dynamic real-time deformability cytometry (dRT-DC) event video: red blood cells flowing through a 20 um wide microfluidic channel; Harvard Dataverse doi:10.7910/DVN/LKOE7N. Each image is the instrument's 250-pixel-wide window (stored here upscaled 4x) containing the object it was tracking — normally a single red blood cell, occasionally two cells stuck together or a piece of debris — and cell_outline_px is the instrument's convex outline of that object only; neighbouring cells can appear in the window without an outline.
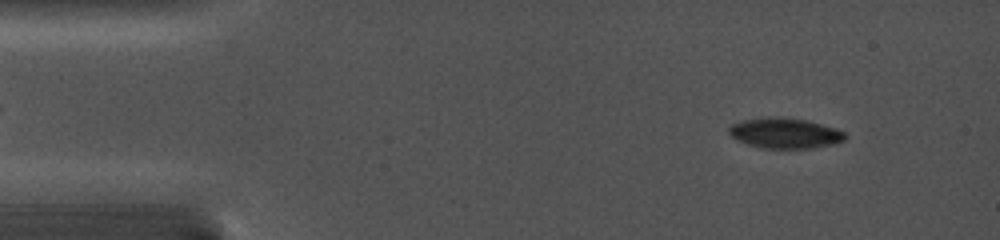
{"species": "common noctule bat (a hibernating species)", "species_latin": "Nyctalus noctula", "temperature_condition": "cold", "stored_images_in_passage": 14, "camera_frame_rate_fps": 5000, "um_per_image_px": 0.085, "animal": {"sex": "female", "body_mass_g": 19.0, "forearm_length_mm": 56.7}, "frame": {"image": 1, "passage_image": 4, "time_ms": 1.0, "image_size_px": [1000, 240], "cell_outline_px": [[848, 136], [844, 140], [832, 144], [812, 148], [764, 148], [748, 144], [736, 140], [728, 132], [728, 128], [732, 124], [740, 120], [768, 116], [780, 116], [804, 120], [836, 128], [844, 132]], "centroid_in_image_um": [66.69, 11.3], "position_along_channel_um": 18.3, "area_um2": 20.63}}
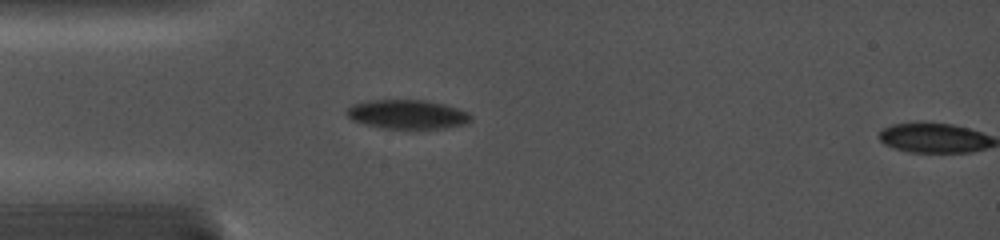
{"frame": {"image": 2, "passage_image": 13, "time_ms": 3.8, "image_size_px": [1000, 240], "cell_outline_px": [[472, 120], [464, 124], [444, 128], [412, 132], [384, 128], [352, 120], [348, 116], [348, 108], [352, 104], [368, 100], [424, 100], [444, 104], [468, 112], [472, 116]], "centroid_in_image_um": [34.67, 9.76], "position_along_channel_um": 50.3, "area_um2": 21.62}}